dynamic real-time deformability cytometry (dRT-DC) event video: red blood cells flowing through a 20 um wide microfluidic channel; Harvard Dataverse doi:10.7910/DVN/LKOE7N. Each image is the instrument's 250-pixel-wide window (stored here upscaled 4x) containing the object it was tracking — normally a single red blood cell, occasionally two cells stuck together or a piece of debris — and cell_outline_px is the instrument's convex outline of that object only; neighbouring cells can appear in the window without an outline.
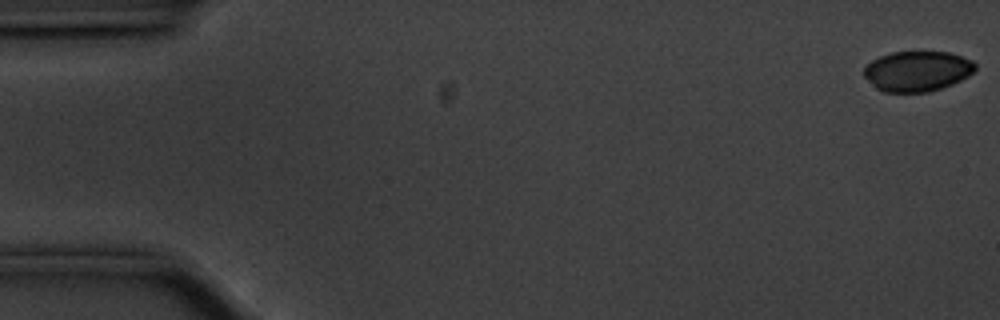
{"species": "common noctule bat (a hibernating species)", "species_latin": "Nyctalus noctula", "temperature_condition": "cold", "stored_images_in_passage": 56, "camera_frame_rate_fps": 3000, "um_per_image_px": 0.085, "animal": {"sex": "male", "body_mass_g": 20.1, "forearm_length_mm": 53.5}, "frame": {"image": 1, "passage_image": 1, "time_ms": 0.0, "image_size_px": [1000, 320], "cell_outline_px": [[976, 68], [968, 76], [952, 84], [928, 92], [884, 92], [876, 88], [864, 76], [864, 68], [872, 60], [880, 56], [892, 52], [948, 52], [972, 60], [976, 64]], "centroid_in_image_um": [77.96, 6.05], "position_along_channel_um": 7.0, "area_um2": 25.95}}
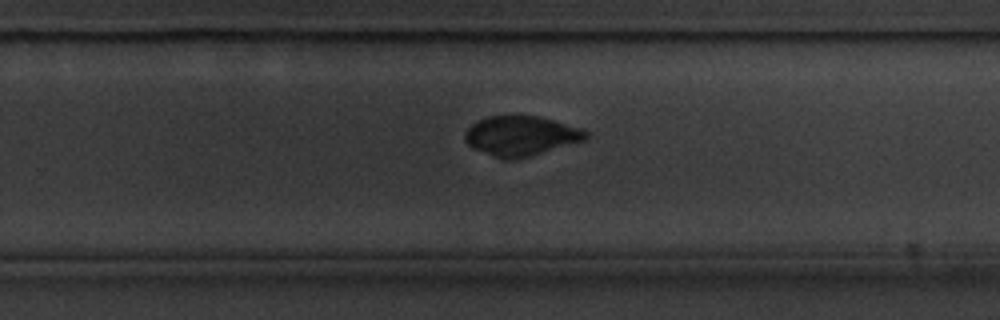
{"frame": {"image": 2, "passage_image": 36, "time_ms": 11.667, "image_size_px": [1000, 320], "cell_outline_px": [[588, 136], [584, 140], [516, 160], [504, 160], [492, 156], [472, 148], [464, 140], [464, 132], [476, 120], [488, 116], [540, 116], [584, 128], [588, 132]], "centroid_in_image_um": [44.26, 11.55], "position_along_channel_um": 285.5, "area_um2": 28.26}}
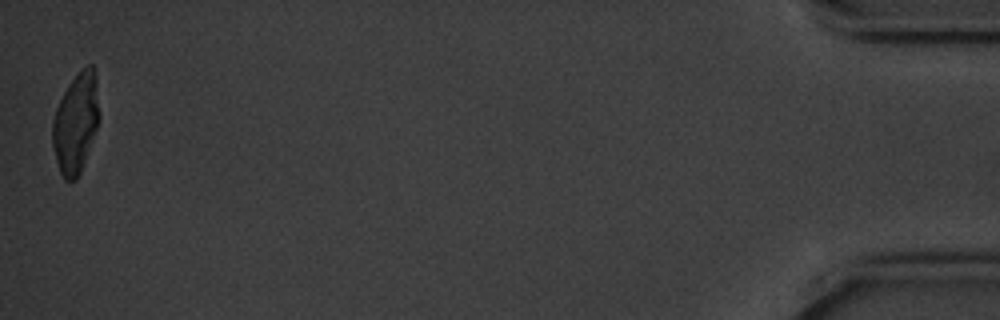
{"frame": {"image": 3, "passage_image": 56, "time_ms": 18.333, "image_size_px": [1000, 320], "cell_outline_px": [[100, 120], [80, 172], [76, 180], [64, 180], [60, 172], [56, 160], [52, 144], [52, 120], [56, 108], [68, 84], [80, 68], [88, 64], [92, 64], [96, 76], [100, 116]], "centroid_in_image_um": [6.45, 10.41], "position_along_channel_um": 428.7, "area_um2": 27.4}, "authors_computed_cell_mechanics": {"area_um2": 28.5243, "velocity_mm_per_s": 3.5517, "shape_relaxation_time_tau1_ms": 6.4268, "shape_relaxation_time_tau2_ms": 1.2783, "deformation_change_tau1": 0.2098, "deformation_change_tau2": 0.0389}}